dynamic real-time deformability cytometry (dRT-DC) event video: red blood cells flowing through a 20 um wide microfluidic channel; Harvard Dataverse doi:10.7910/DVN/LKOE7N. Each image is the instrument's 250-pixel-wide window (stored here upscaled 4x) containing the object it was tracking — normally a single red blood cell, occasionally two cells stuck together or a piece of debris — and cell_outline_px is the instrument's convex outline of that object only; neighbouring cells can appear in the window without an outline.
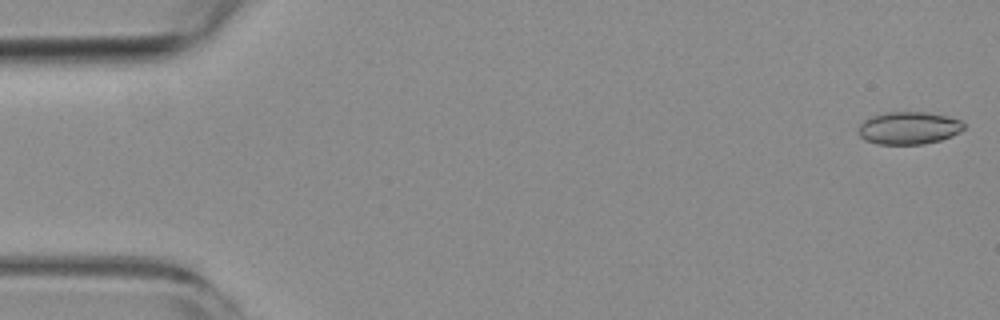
{"species": "common noctule bat (a hibernating species)", "species_latin": "Nyctalus noctula", "temperature_condition": "room temperature", "stored_images_in_passage": 54, "camera_frame_rate_fps": 3000, "um_per_image_px": 0.085, "animal": {"sex": "female", "body_mass_g": 19.3, "forearm_length_mm": 54.1}, "frame": {"image": 1, "passage_image": 1, "time_ms": 0.0, "image_size_px": [1000, 320], "cell_outline_px": [[964, 128], [960, 132], [952, 136], [940, 140], [924, 144], [876, 144], [864, 140], [860, 136], [860, 124], [864, 120], [872, 116], [884, 112], [928, 112], [948, 116], [960, 120], [964, 124]], "centroid_in_image_um": [77.26, 10.88], "position_along_channel_um": 7.7, "area_um2": 20.06}}
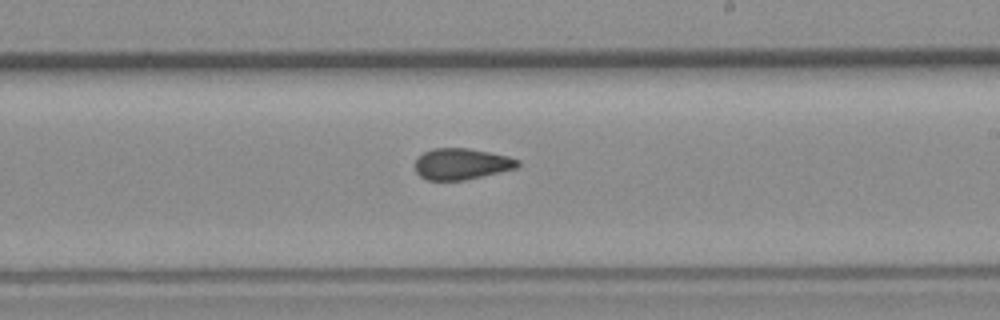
{"frame": {"image": 2, "passage_image": 31, "time_ms": 10.0, "image_size_px": [1000, 320], "cell_outline_px": [[520, 164], [516, 168], [464, 180], [428, 180], [420, 176], [416, 172], [416, 160], [424, 152], [432, 148], [468, 148], [508, 156], [520, 160]], "centroid_in_image_um": [39.23, 13.93], "position_along_channel_um": 249.8, "area_um2": 18.5}}
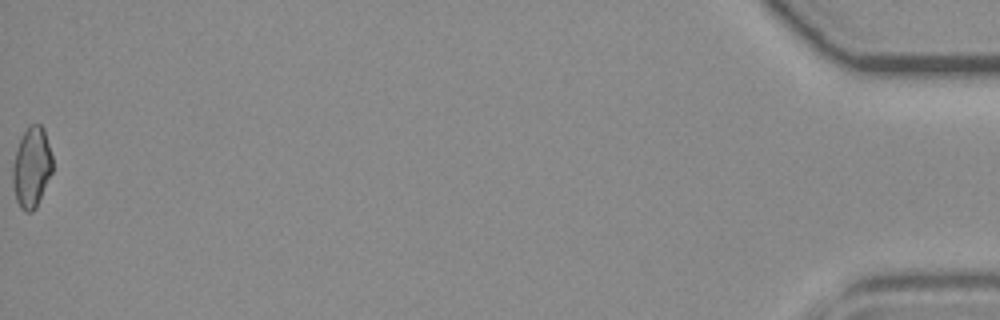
{"frame": {"image": 3, "passage_image": 54, "time_ms": 17.667, "image_size_px": [1000, 320], "cell_outline_px": [[52, 172], [36, 208], [32, 212], [24, 212], [20, 208], [16, 200], [12, 184], [12, 164], [16, 148], [28, 124], [40, 124], [44, 128], [52, 156]], "centroid_in_image_um": [2.67, 14.23], "position_along_channel_um": 432.5, "area_um2": 18.9}, "authors_computed_cell_mechanics": {"area_um2": 19.1318, "velocity_mm_per_s": 3.8066, "shape_relaxation_time_tau1_ms": null, "shape_relaxation_time_tau2_ms": 2.1392, "deformation_change_tau1": null, "deformation_change_tau2": 0.0871}}